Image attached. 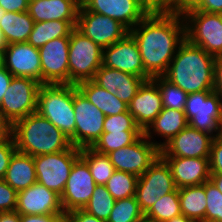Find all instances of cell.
<instances>
[{"label": "cell", "mask_w": 222, "mask_h": 222, "mask_svg": "<svg viewBox=\"0 0 222 222\" xmlns=\"http://www.w3.org/2000/svg\"><path fill=\"white\" fill-rule=\"evenodd\" d=\"M222 193V174H211L209 179Z\"/></svg>", "instance_id": "obj_53"}, {"label": "cell", "mask_w": 222, "mask_h": 222, "mask_svg": "<svg viewBox=\"0 0 222 222\" xmlns=\"http://www.w3.org/2000/svg\"><path fill=\"white\" fill-rule=\"evenodd\" d=\"M199 0H178L177 12L182 13L183 11L192 8Z\"/></svg>", "instance_id": "obj_52"}, {"label": "cell", "mask_w": 222, "mask_h": 222, "mask_svg": "<svg viewBox=\"0 0 222 222\" xmlns=\"http://www.w3.org/2000/svg\"><path fill=\"white\" fill-rule=\"evenodd\" d=\"M76 1L81 6L86 0H76Z\"/></svg>", "instance_id": "obj_58"}, {"label": "cell", "mask_w": 222, "mask_h": 222, "mask_svg": "<svg viewBox=\"0 0 222 222\" xmlns=\"http://www.w3.org/2000/svg\"><path fill=\"white\" fill-rule=\"evenodd\" d=\"M209 163L211 174H222V134L213 138Z\"/></svg>", "instance_id": "obj_41"}, {"label": "cell", "mask_w": 222, "mask_h": 222, "mask_svg": "<svg viewBox=\"0 0 222 222\" xmlns=\"http://www.w3.org/2000/svg\"><path fill=\"white\" fill-rule=\"evenodd\" d=\"M163 109L161 93L153 79L145 80L128 105L137 126L144 132Z\"/></svg>", "instance_id": "obj_21"}, {"label": "cell", "mask_w": 222, "mask_h": 222, "mask_svg": "<svg viewBox=\"0 0 222 222\" xmlns=\"http://www.w3.org/2000/svg\"><path fill=\"white\" fill-rule=\"evenodd\" d=\"M34 20L27 11L6 12L0 20V30L7 44L27 42L34 27Z\"/></svg>", "instance_id": "obj_28"}, {"label": "cell", "mask_w": 222, "mask_h": 222, "mask_svg": "<svg viewBox=\"0 0 222 222\" xmlns=\"http://www.w3.org/2000/svg\"><path fill=\"white\" fill-rule=\"evenodd\" d=\"M189 125L184 111L163 108L159 115L153 120L149 127L143 132L145 137L161 149L175 135ZM163 138V142L154 140V135Z\"/></svg>", "instance_id": "obj_25"}, {"label": "cell", "mask_w": 222, "mask_h": 222, "mask_svg": "<svg viewBox=\"0 0 222 222\" xmlns=\"http://www.w3.org/2000/svg\"><path fill=\"white\" fill-rule=\"evenodd\" d=\"M12 137L17 151L31 156L53 154L72 146L70 139L38 112L14 122Z\"/></svg>", "instance_id": "obj_3"}, {"label": "cell", "mask_w": 222, "mask_h": 222, "mask_svg": "<svg viewBox=\"0 0 222 222\" xmlns=\"http://www.w3.org/2000/svg\"><path fill=\"white\" fill-rule=\"evenodd\" d=\"M7 45L8 44L4 38L3 32L0 30V54L4 51Z\"/></svg>", "instance_id": "obj_55"}, {"label": "cell", "mask_w": 222, "mask_h": 222, "mask_svg": "<svg viewBox=\"0 0 222 222\" xmlns=\"http://www.w3.org/2000/svg\"><path fill=\"white\" fill-rule=\"evenodd\" d=\"M76 24L77 21L36 22L27 42L39 49L53 39L70 37L71 32L76 28Z\"/></svg>", "instance_id": "obj_29"}, {"label": "cell", "mask_w": 222, "mask_h": 222, "mask_svg": "<svg viewBox=\"0 0 222 222\" xmlns=\"http://www.w3.org/2000/svg\"><path fill=\"white\" fill-rule=\"evenodd\" d=\"M213 137L191 126L185 127L160 149V156L210 157Z\"/></svg>", "instance_id": "obj_19"}, {"label": "cell", "mask_w": 222, "mask_h": 222, "mask_svg": "<svg viewBox=\"0 0 222 222\" xmlns=\"http://www.w3.org/2000/svg\"><path fill=\"white\" fill-rule=\"evenodd\" d=\"M96 183L88 164L79 157L73 164L60 202L64 213L84 209L90 201Z\"/></svg>", "instance_id": "obj_15"}, {"label": "cell", "mask_w": 222, "mask_h": 222, "mask_svg": "<svg viewBox=\"0 0 222 222\" xmlns=\"http://www.w3.org/2000/svg\"><path fill=\"white\" fill-rule=\"evenodd\" d=\"M80 157L88 164L96 185H105L115 171L108 155L91 147L80 149Z\"/></svg>", "instance_id": "obj_31"}, {"label": "cell", "mask_w": 222, "mask_h": 222, "mask_svg": "<svg viewBox=\"0 0 222 222\" xmlns=\"http://www.w3.org/2000/svg\"><path fill=\"white\" fill-rule=\"evenodd\" d=\"M102 65L144 78V65L139 48L130 33L123 39L103 48Z\"/></svg>", "instance_id": "obj_18"}, {"label": "cell", "mask_w": 222, "mask_h": 222, "mask_svg": "<svg viewBox=\"0 0 222 222\" xmlns=\"http://www.w3.org/2000/svg\"><path fill=\"white\" fill-rule=\"evenodd\" d=\"M141 211L135 196L116 200L107 222H142Z\"/></svg>", "instance_id": "obj_36"}, {"label": "cell", "mask_w": 222, "mask_h": 222, "mask_svg": "<svg viewBox=\"0 0 222 222\" xmlns=\"http://www.w3.org/2000/svg\"><path fill=\"white\" fill-rule=\"evenodd\" d=\"M77 89L95 105L105 116L118 115L128 110V105L118 99L93 80L84 81L76 85Z\"/></svg>", "instance_id": "obj_27"}, {"label": "cell", "mask_w": 222, "mask_h": 222, "mask_svg": "<svg viewBox=\"0 0 222 222\" xmlns=\"http://www.w3.org/2000/svg\"><path fill=\"white\" fill-rule=\"evenodd\" d=\"M1 55V64L15 77H27L41 83L39 50L28 42L8 44Z\"/></svg>", "instance_id": "obj_16"}, {"label": "cell", "mask_w": 222, "mask_h": 222, "mask_svg": "<svg viewBox=\"0 0 222 222\" xmlns=\"http://www.w3.org/2000/svg\"><path fill=\"white\" fill-rule=\"evenodd\" d=\"M192 8L209 13L222 14V0H199Z\"/></svg>", "instance_id": "obj_45"}, {"label": "cell", "mask_w": 222, "mask_h": 222, "mask_svg": "<svg viewBox=\"0 0 222 222\" xmlns=\"http://www.w3.org/2000/svg\"><path fill=\"white\" fill-rule=\"evenodd\" d=\"M150 10H174L177 11L178 0H142Z\"/></svg>", "instance_id": "obj_47"}, {"label": "cell", "mask_w": 222, "mask_h": 222, "mask_svg": "<svg viewBox=\"0 0 222 222\" xmlns=\"http://www.w3.org/2000/svg\"><path fill=\"white\" fill-rule=\"evenodd\" d=\"M76 85L42 84L38 91L37 112L59 128L75 146L74 93Z\"/></svg>", "instance_id": "obj_4"}, {"label": "cell", "mask_w": 222, "mask_h": 222, "mask_svg": "<svg viewBox=\"0 0 222 222\" xmlns=\"http://www.w3.org/2000/svg\"><path fill=\"white\" fill-rule=\"evenodd\" d=\"M121 131H141L128 110L118 115L105 117L103 132L110 133Z\"/></svg>", "instance_id": "obj_39"}, {"label": "cell", "mask_w": 222, "mask_h": 222, "mask_svg": "<svg viewBox=\"0 0 222 222\" xmlns=\"http://www.w3.org/2000/svg\"><path fill=\"white\" fill-rule=\"evenodd\" d=\"M214 73V91L222 96V55L215 57Z\"/></svg>", "instance_id": "obj_48"}, {"label": "cell", "mask_w": 222, "mask_h": 222, "mask_svg": "<svg viewBox=\"0 0 222 222\" xmlns=\"http://www.w3.org/2000/svg\"><path fill=\"white\" fill-rule=\"evenodd\" d=\"M17 194V191H15L3 179H0V212L15 211Z\"/></svg>", "instance_id": "obj_40"}, {"label": "cell", "mask_w": 222, "mask_h": 222, "mask_svg": "<svg viewBox=\"0 0 222 222\" xmlns=\"http://www.w3.org/2000/svg\"><path fill=\"white\" fill-rule=\"evenodd\" d=\"M182 15L186 39L215 57L222 55V14L189 8Z\"/></svg>", "instance_id": "obj_5"}, {"label": "cell", "mask_w": 222, "mask_h": 222, "mask_svg": "<svg viewBox=\"0 0 222 222\" xmlns=\"http://www.w3.org/2000/svg\"><path fill=\"white\" fill-rule=\"evenodd\" d=\"M80 157V149H69L53 154L33 156L37 182L62 195L74 162Z\"/></svg>", "instance_id": "obj_8"}, {"label": "cell", "mask_w": 222, "mask_h": 222, "mask_svg": "<svg viewBox=\"0 0 222 222\" xmlns=\"http://www.w3.org/2000/svg\"><path fill=\"white\" fill-rule=\"evenodd\" d=\"M12 137V124L0 111V142Z\"/></svg>", "instance_id": "obj_50"}, {"label": "cell", "mask_w": 222, "mask_h": 222, "mask_svg": "<svg viewBox=\"0 0 222 222\" xmlns=\"http://www.w3.org/2000/svg\"><path fill=\"white\" fill-rule=\"evenodd\" d=\"M16 150L13 137L0 142V179H4L11 158Z\"/></svg>", "instance_id": "obj_42"}, {"label": "cell", "mask_w": 222, "mask_h": 222, "mask_svg": "<svg viewBox=\"0 0 222 222\" xmlns=\"http://www.w3.org/2000/svg\"><path fill=\"white\" fill-rule=\"evenodd\" d=\"M42 84L27 77H13L0 104V111L11 124L37 112L38 91Z\"/></svg>", "instance_id": "obj_9"}, {"label": "cell", "mask_w": 222, "mask_h": 222, "mask_svg": "<svg viewBox=\"0 0 222 222\" xmlns=\"http://www.w3.org/2000/svg\"><path fill=\"white\" fill-rule=\"evenodd\" d=\"M184 113L192 128L210 134L213 138L222 134V96L218 92L189 93Z\"/></svg>", "instance_id": "obj_7"}, {"label": "cell", "mask_w": 222, "mask_h": 222, "mask_svg": "<svg viewBox=\"0 0 222 222\" xmlns=\"http://www.w3.org/2000/svg\"><path fill=\"white\" fill-rule=\"evenodd\" d=\"M179 201L182 215L205 222L206 194L203 185L179 188Z\"/></svg>", "instance_id": "obj_30"}, {"label": "cell", "mask_w": 222, "mask_h": 222, "mask_svg": "<svg viewBox=\"0 0 222 222\" xmlns=\"http://www.w3.org/2000/svg\"><path fill=\"white\" fill-rule=\"evenodd\" d=\"M0 222H20V214L17 211L0 212Z\"/></svg>", "instance_id": "obj_51"}, {"label": "cell", "mask_w": 222, "mask_h": 222, "mask_svg": "<svg viewBox=\"0 0 222 222\" xmlns=\"http://www.w3.org/2000/svg\"><path fill=\"white\" fill-rule=\"evenodd\" d=\"M13 75L1 64L0 65V104L7 91Z\"/></svg>", "instance_id": "obj_49"}, {"label": "cell", "mask_w": 222, "mask_h": 222, "mask_svg": "<svg viewBox=\"0 0 222 222\" xmlns=\"http://www.w3.org/2000/svg\"><path fill=\"white\" fill-rule=\"evenodd\" d=\"M129 33L138 45L145 80L163 76L186 39L183 15L174 10L150 11Z\"/></svg>", "instance_id": "obj_1"}, {"label": "cell", "mask_w": 222, "mask_h": 222, "mask_svg": "<svg viewBox=\"0 0 222 222\" xmlns=\"http://www.w3.org/2000/svg\"><path fill=\"white\" fill-rule=\"evenodd\" d=\"M65 214L20 215V222H61Z\"/></svg>", "instance_id": "obj_44"}, {"label": "cell", "mask_w": 222, "mask_h": 222, "mask_svg": "<svg viewBox=\"0 0 222 222\" xmlns=\"http://www.w3.org/2000/svg\"><path fill=\"white\" fill-rule=\"evenodd\" d=\"M152 79L158 85L162 97L163 108L184 111L188 94L180 87L166 80L163 76H157Z\"/></svg>", "instance_id": "obj_37"}, {"label": "cell", "mask_w": 222, "mask_h": 222, "mask_svg": "<svg viewBox=\"0 0 222 222\" xmlns=\"http://www.w3.org/2000/svg\"><path fill=\"white\" fill-rule=\"evenodd\" d=\"M20 192L37 182L33 156L15 151L3 179Z\"/></svg>", "instance_id": "obj_26"}, {"label": "cell", "mask_w": 222, "mask_h": 222, "mask_svg": "<svg viewBox=\"0 0 222 222\" xmlns=\"http://www.w3.org/2000/svg\"><path fill=\"white\" fill-rule=\"evenodd\" d=\"M202 185L206 194L205 222H222V193L210 180Z\"/></svg>", "instance_id": "obj_38"}, {"label": "cell", "mask_w": 222, "mask_h": 222, "mask_svg": "<svg viewBox=\"0 0 222 222\" xmlns=\"http://www.w3.org/2000/svg\"><path fill=\"white\" fill-rule=\"evenodd\" d=\"M79 7L76 0H29L27 12L35 23L77 21Z\"/></svg>", "instance_id": "obj_24"}, {"label": "cell", "mask_w": 222, "mask_h": 222, "mask_svg": "<svg viewBox=\"0 0 222 222\" xmlns=\"http://www.w3.org/2000/svg\"><path fill=\"white\" fill-rule=\"evenodd\" d=\"M76 29L102 49L123 39L129 33V29L119 21L88 11L82 5L78 10Z\"/></svg>", "instance_id": "obj_11"}, {"label": "cell", "mask_w": 222, "mask_h": 222, "mask_svg": "<svg viewBox=\"0 0 222 222\" xmlns=\"http://www.w3.org/2000/svg\"><path fill=\"white\" fill-rule=\"evenodd\" d=\"M61 222H68V220L66 218H64Z\"/></svg>", "instance_id": "obj_59"}, {"label": "cell", "mask_w": 222, "mask_h": 222, "mask_svg": "<svg viewBox=\"0 0 222 222\" xmlns=\"http://www.w3.org/2000/svg\"><path fill=\"white\" fill-rule=\"evenodd\" d=\"M15 211L20 215L65 214L60 196L38 182L18 192Z\"/></svg>", "instance_id": "obj_20"}, {"label": "cell", "mask_w": 222, "mask_h": 222, "mask_svg": "<svg viewBox=\"0 0 222 222\" xmlns=\"http://www.w3.org/2000/svg\"><path fill=\"white\" fill-rule=\"evenodd\" d=\"M6 11L0 6V20L2 17H4Z\"/></svg>", "instance_id": "obj_56"}, {"label": "cell", "mask_w": 222, "mask_h": 222, "mask_svg": "<svg viewBox=\"0 0 222 222\" xmlns=\"http://www.w3.org/2000/svg\"><path fill=\"white\" fill-rule=\"evenodd\" d=\"M161 157L167 162L177 189L186 186L202 185L210 179L209 157Z\"/></svg>", "instance_id": "obj_22"}, {"label": "cell", "mask_w": 222, "mask_h": 222, "mask_svg": "<svg viewBox=\"0 0 222 222\" xmlns=\"http://www.w3.org/2000/svg\"><path fill=\"white\" fill-rule=\"evenodd\" d=\"M29 0H0V6L6 12L28 11Z\"/></svg>", "instance_id": "obj_46"}, {"label": "cell", "mask_w": 222, "mask_h": 222, "mask_svg": "<svg viewBox=\"0 0 222 222\" xmlns=\"http://www.w3.org/2000/svg\"><path fill=\"white\" fill-rule=\"evenodd\" d=\"M68 222H107L87 213L83 209H75L65 214Z\"/></svg>", "instance_id": "obj_43"}, {"label": "cell", "mask_w": 222, "mask_h": 222, "mask_svg": "<svg viewBox=\"0 0 222 222\" xmlns=\"http://www.w3.org/2000/svg\"><path fill=\"white\" fill-rule=\"evenodd\" d=\"M93 81L129 105L145 79L102 65Z\"/></svg>", "instance_id": "obj_23"}, {"label": "cell", "mask_w": 222, "mask_h": 222, "mask_svg": "<svg viewBox=\"0 0 222 222\" xmlns=\"http://www.w3.org/2000/svg\"><path fill=\"white\" fill-rule=\"evenodd\" d=\"M142 134V131L103 132L91 148L99 153L108 154L119 148L131 145Z\"/></svg>", "instance_id": "obj_33"}, {"label": "cell", "mask_w": 222, "mask_h": 222, "mask_svg": "<svg viewBox=\"0 0 222 222\" xmlns=\"http://www.w3.org/2000/svg\"><path fill=\"white\" fill-rule=\"evenodd\" d=\"M70 37L53 39L39 48L41 84H69Z\"/></svg>", "instance_id": "obj_14"}, {"label": "cell", "mask_w": 222, "mask_h": 222, "mask_svg": "<svg viewBox=\"0 0 222 222\" xmlns=\"http://www.w3.org/2000/svg\"><path fill=\"white\" fill-rule=\"evenodd\" d=\"M115 201L105 185H96L90 201L83 210L98 219L107 221Z\"/></svg>", "instance_id": "obj_35"}, {"label": "cell", "mask_w": 222, "mask_h": 222, "mask_svg": "<svg viewBox=\"0 0 222 222\" xmlns=\"http://www.w3.org/2000/svg\"><path fill=\"white\" fill-rule=\"evenodd\" d=\"M138 176L124 171L115 170L105 187L115 200L135 196Z\"/></svg>", "instance_id": "obj_34"}, {"label": "cell", "mask_w": 222, "mask_h": 222, "mask_svg": "<svg viewBox=\"0 0 222 222\" xmlns=\"http://www.w3.org/2000/svg\"><path fill=\"white\" fill-rule=\"evenodd\" d=\"M176 189L167 162L159 157L138 178L135 197L141 211L145 214L163 195Z\"/></svg>", "instance_id": "obj_10"}, {"label": "cell", "mask_w": 222, "mask_h": 222, "mask_svg": "<svg viewBox=\"0 0 222 222\" xmlns=\"http://www.w3.org/2000/svg\"><path fill=\"white\" fill-rule=\"evenodd\" d=\"M167 222H199V221L189 219L188 217L181 214L180 216L174 217L171 220H168Z\"/></svg>", "instance_id": "obj_54"}, {"label": "cell", "mask_w": 222, "mask_h": 222, "mask_svg": "<svg viewBox=\"0 0 222 222\" xmlns=\"http://www.w3.org/2000/svg\"><path fill=\"white\" fill-rule=\"evenodd\" d=\"M75 147H92L103 133L105 115L77 90L74 93Z\"/></svg>", "instance_id": "obj_12"}, {"label": "cell", "mask_w": 222, "mask_h": 222, "mask_svg": "<svg viewBox=\"0 0 222 222\" xmlns=\"http://www.w3.org/2000/svg\"><path fill=\"white\" fill-rule=\"evenodd\" d=\"M142 222H159V221H154L148 218H144V220Z\"/></svg>", "instance_id": "obj_57"}, {"label": "cell", "mask_w": 222, "mask_h": 222, "mask_svg": "<svg viewBox=\"0 0 222 222\" xmlns=\"http://www.w3.org/2000/svg\"><path fill=\"white\" fill-rule=\"evenodd\" d=\"M82 6L88 11L119 21L129 30L151 11L142 0H86Z\"/></svg>", "instance_id": "obj_17"}, {"label": "cell", "mask_w": 222, "mask_h": 222, "mask_svg": "<svg viewBox=\"0 0 222 222\" xmlns=\"http://www.w3.org/2000/svg\"><path fill=\"white\" fill-rule=\"evenodd\" d=\"M102 59L103 49L75 28L69 42V84L93 80L102 66Z\"/></svg>", "instance_id": "obj_6"}, {"label": "cell", "mask_w": 222, "mask_h": 222, "mask_svg": "<svg viewBox=\"0 0 222 222\" xmlns=\"http://www.w3.org/2000/svg\"><path fill=\"white\" fill-rule=\"evenodd\" d=\"M181 215L179 189L161 196L153 206L144 214L145 218L167 222Z\"/></svg>", "instance_id": "obj_32"}, {"label": "cell", "mask_w": 222, "mask_h": 222, "mask_svg": "<svg viewBox=\"0 0 222 222\" xmlns=\"http://www.w3.org/2000/svg\"><path fill=\"white\" fill-rule=\"evenodd\" d=\"M117 171L141 176L159 157L160 149L142 134L131 145L107 154Z\"/></svg>", "instance_id": "obj_13"}, {"label": "cell", "mask_w": 222, "mask_h": 222, "mask_svg": "<svg viewBox=\"0 0 222 222\" xmlns=\"http://www.w3.org/2000/svg\"><path fill=\"white\" fill-rule=\"evenodd\" d=\"M215 56L185 39L163 75L187 94L214 90Z\"/></svg>", "instance_id": "obj_2"}]
</instances>
